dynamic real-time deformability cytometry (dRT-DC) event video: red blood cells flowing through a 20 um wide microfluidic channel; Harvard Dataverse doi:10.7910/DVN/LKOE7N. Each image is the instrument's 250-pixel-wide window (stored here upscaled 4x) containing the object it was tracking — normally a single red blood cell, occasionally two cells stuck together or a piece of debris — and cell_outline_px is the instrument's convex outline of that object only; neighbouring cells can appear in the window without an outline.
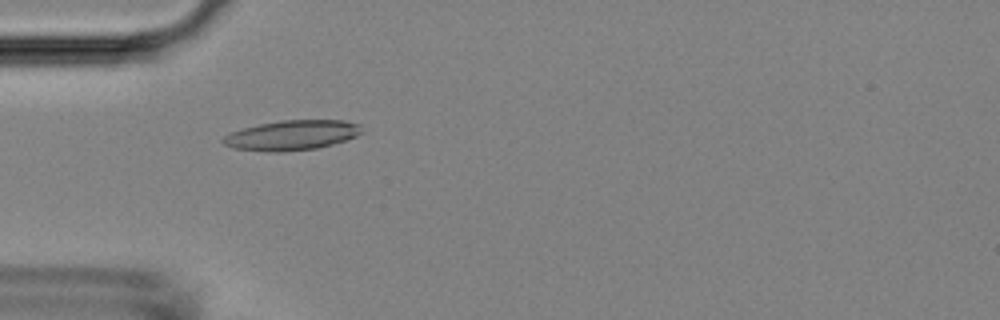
{"species": "Egyptian fruit bat (a non-hibernating species)", "species_latin": "Rousettus aegyptiacus", "temperature_condition": "room temperature", "stored_images_in_passage": 6, "camera_frame_rate_fps": 3000, "um_per_image_px": 0.085, "animal": {"sex": "female"}, "frame": {"image": 1, "passage_image": 5, "time_ms": 4.667, "image_size_px": [1000, 320], "cell_outline_px": [[364, 132], [348, 140], [316, 148], [284, 152], [268, 152], [232, 148], [224, 144], [220, 140], [224, 136], [232, 132], [244, 128], [260, 124], [280, 120], [344, 120], [360, 124]], "centroid_in_image_um": [24.83, 11.5], "position_along_channel_um": 60.2, "area_um2": 24.33}}